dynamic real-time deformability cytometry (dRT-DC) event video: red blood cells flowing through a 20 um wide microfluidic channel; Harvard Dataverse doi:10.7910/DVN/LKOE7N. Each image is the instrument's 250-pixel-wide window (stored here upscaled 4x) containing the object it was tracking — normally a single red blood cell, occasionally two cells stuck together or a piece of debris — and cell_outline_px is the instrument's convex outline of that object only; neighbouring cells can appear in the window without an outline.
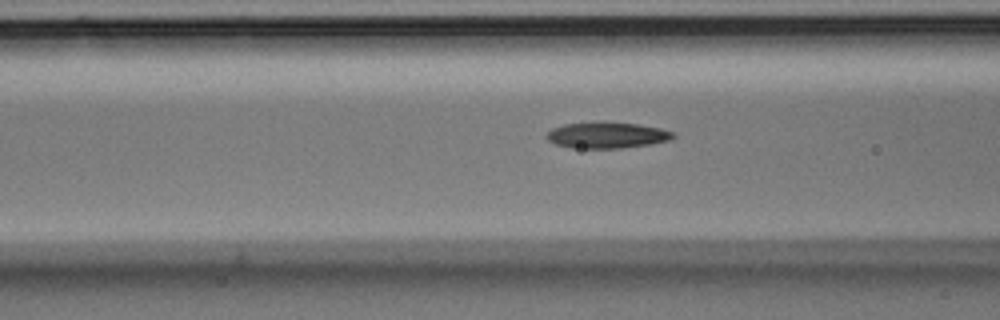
{"species": "Egyptian fruit bat (a non-hibernating species)", "species_latin": "Rousettus aegyptiacus", "temperature_condition": "room temperature", "stored_images_in_passage": 6, "camera_frame_rate_fps": 3000, "um_per_image_px": 0.085, "animal": {"sex": "male"}, "frame": {"image": 1, "passage_image": 6, "time_ms": 1.667, "image_size_px": [1000, 320], "cell_outline_px": [[676, 136], [668, 140], [652, 144], [620, 148], [572, 148], [556, 144], [548, 140], [544, 136], [552, 128], [564, 124], [604, 120], [636, 124], [660, 128], [672, 132]], "centroid_in_image_um": [51.55, 11.47], "position_along_channel_um": 115.1, "area_um2": 19.54}}